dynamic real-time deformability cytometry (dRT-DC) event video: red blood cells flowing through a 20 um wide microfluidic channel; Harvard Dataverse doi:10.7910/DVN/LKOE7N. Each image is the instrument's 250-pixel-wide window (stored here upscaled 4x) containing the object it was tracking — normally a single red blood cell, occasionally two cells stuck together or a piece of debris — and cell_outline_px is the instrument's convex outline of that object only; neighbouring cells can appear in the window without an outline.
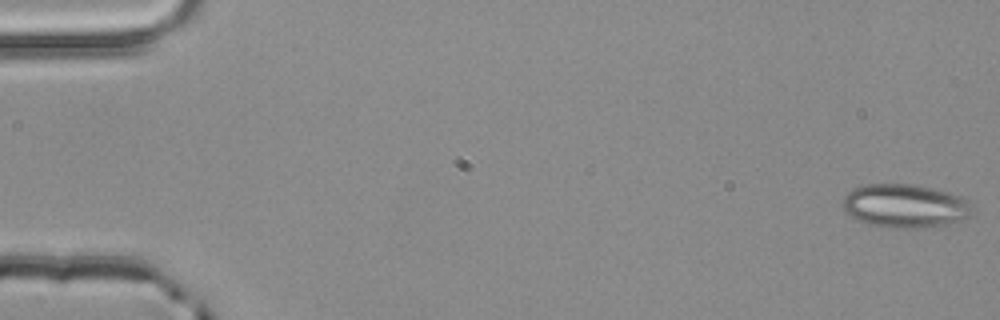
{"species": "common noctule bat (a hibernating species)", "species_latin": "Nyctalus noctula", "temperature_condition": "room temperature", "stored_images_in_passage": 4, "camera_frame_rate_fps": 3000, "um_per_image_px": 0.085, "animal": {"sex": "male", "body_mass_g": 20.4}, "frame": {"image": 1, "passage_image": 1, "time_ms": 0.0, "image_size_px": [1000, 320], "cell_outline_px": [[976, 208], [968, 216], [948, 224], [928, 228], [892, 228], [868, 224], [856, 220], [844, 212], [844, 196], [852, 188], [864, 184], [912, 184], [936, 188], [960, 196], [968, 200]], "centroid_in_image_um": [76.93, 17.5], "position_along_channel_um": 8.1, "area_um2": 33.35}}
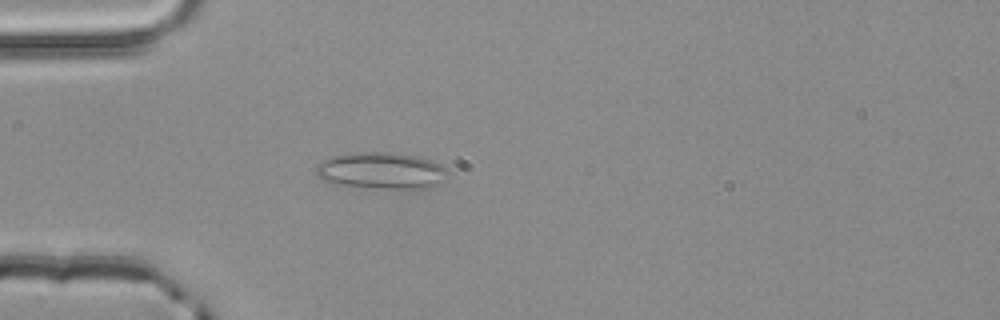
{"frame": {"image": 2, "passage_image": 4, "time_ms": 1.0, "image_size_px": [1000, 320], "cell_outline_px": [[448, 172], [432, 188], [376, 188], [336, 184], [320, 180], [316, 176], [316, 164], [320, 160], [332, 156], [356, 152], [388, 152], [416, 156], [432, 160], [448, 168]], "centroid_in_image_um": [32.35, 14.5], "position_along_channel_um": 52.6, "area_um2": 28.21}}